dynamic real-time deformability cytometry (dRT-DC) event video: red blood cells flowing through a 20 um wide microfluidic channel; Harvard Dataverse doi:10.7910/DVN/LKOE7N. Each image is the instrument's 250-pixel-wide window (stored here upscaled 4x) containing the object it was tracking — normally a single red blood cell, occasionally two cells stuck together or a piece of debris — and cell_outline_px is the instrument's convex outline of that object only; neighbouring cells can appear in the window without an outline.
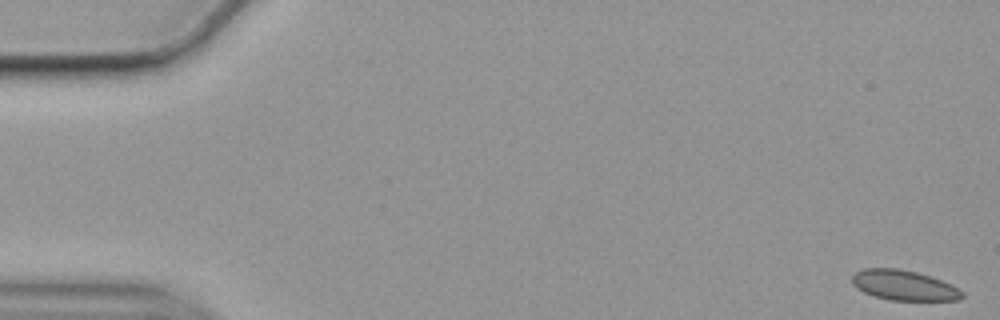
{"species": "common noctule bat (a hibernating species)", "species_latin": "Nyctalus noctula", "temperature_condition": "cold", "stored_images_in_passage": 57, "camera_frame_rate_fps": 3000, "um_per_image_px": 0.085, "animal": {"sex": "female", "body_mass_g": 19.9}, "frame": {"image": 1, "passage_image": 1, "time_ms": 0.0, "image_size_px": [1000, 320], "cell_outline_px": [[964, 296], [960, 300], [888, 300], [864, 292], [856, 288], [852, 284], [852, 276], [856, 272], [864, 268], [896, 268], [916, 272], [940, 280], [964, 292]], "centroid_in_image_um": [76.8, 24.25], "position_along_channel_um": 8.2, "area_um2": 19.07}}
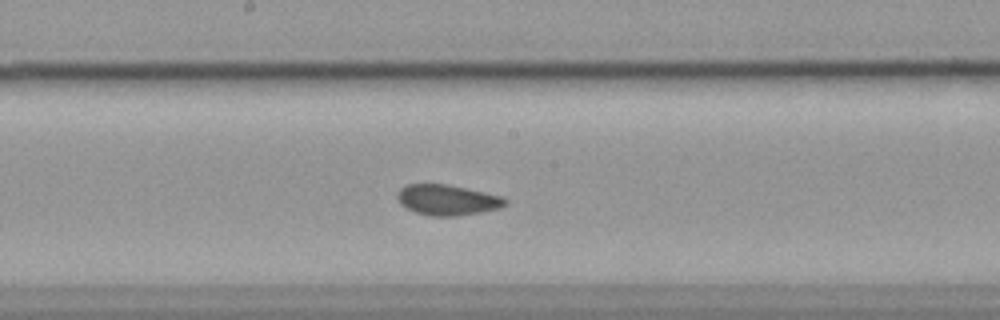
{"frame": {"image": 2, "passage_image": 30, "time_ms": 9.667, "image_size_px": [1000, 320], "cell_outline_px": [[508, 204], [500, 208], [480, 212], [456, 216], [432, 216], [416, 212], [400, 204], [396, 196], [400, 188], [404, 184], [448, 184], [484, 192], [500, 196], [508, 200]], "centroid_in_image_um": [38.02, 16.99], "position_along_channel_um": 210.2, "area_um2": 19.19}}
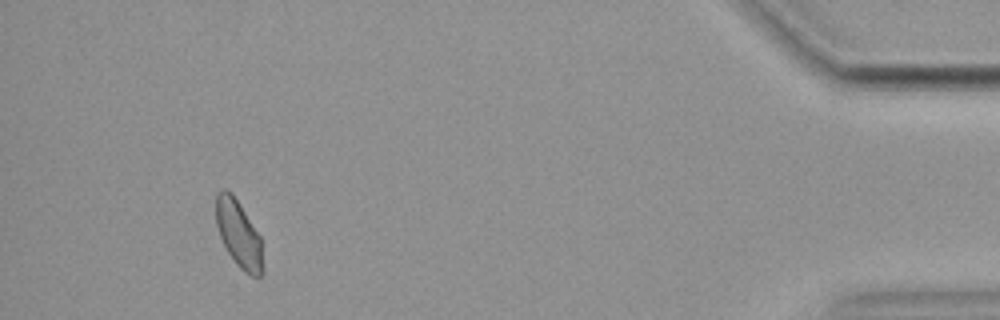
{"frame": {"image": 3, "passage_image": 53, "time_ms": 17.333, "image_size_px": [1000, 320], "cell_outline_px": [[264, 272], [260, 276], [252, 276], [244, 272], [236, 264], [228, 252], [220, 236], [216, 224], [216, 192], [224, 188], [232, 192], [240, 204], [260, 236], [264, 268]], "centroid_in_image_um": [20.29, 19.88], "position_along_channel_um": 414.9, "area_um2": 18.38}, "authors_computed_cell_mechanics": {"area_um2": 19.363, "velocity_mm_per_s": 3.5228, "shape_relaxation_time_tau1_ms": null, "shape_relaxation_time_tau2_ms": 1.1478, "deformation_change_tau1": null, "deformation_change_tau2": 0.0463}}